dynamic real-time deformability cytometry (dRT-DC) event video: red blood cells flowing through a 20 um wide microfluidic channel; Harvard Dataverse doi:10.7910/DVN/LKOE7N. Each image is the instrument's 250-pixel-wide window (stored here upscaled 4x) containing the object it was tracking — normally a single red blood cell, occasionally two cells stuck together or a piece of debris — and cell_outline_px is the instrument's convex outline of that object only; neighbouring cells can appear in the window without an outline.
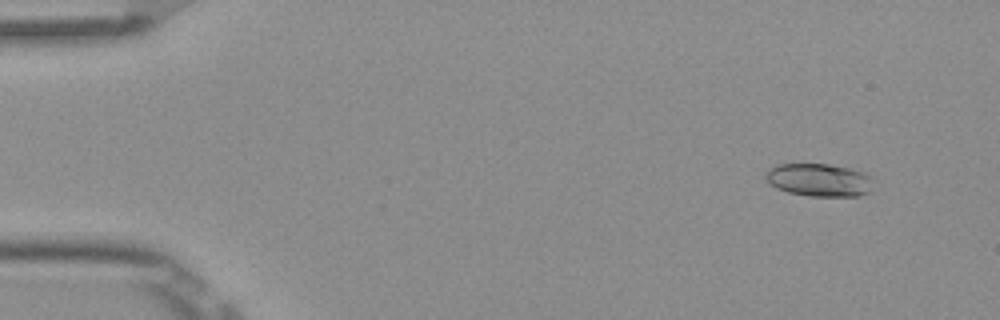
{"species": "Egyptian fruit bat (a non-hibernating species)", "species_latin": "Rousettus aegyptiacus", "temperature_condition": "room temperature", "stored_images_in_passage": 53, "camera_frame_rate_fps": 3000, "um_per_image_px": 0.085, "frame": {"image": 1, "passage_image": 5, "time_ms": 1.333, "image_size_px": [1000, 320], "cell_outline_px": [[876, 180], [868, 192], [860, 196], [808, 196], [788, 192], [776, 188], [764, 176], [776, 164], [828, 164], [848, 168], [864, 172]], "centroid_in_image_um": [69.68, 15.3], "position_along_channel_um": 15.3, "area_um2": 20.63}}
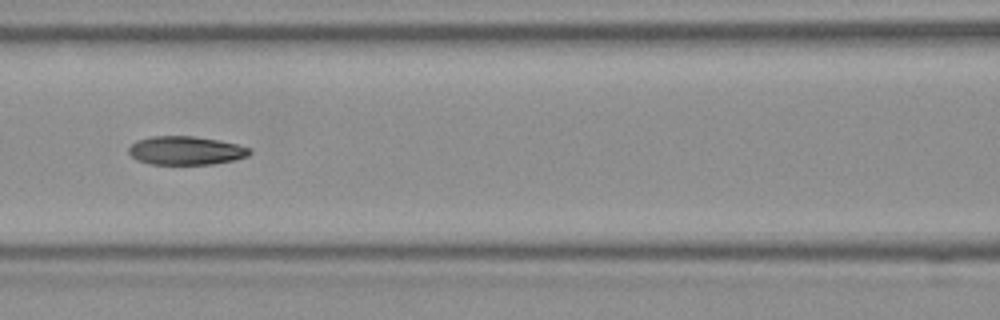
{"frame": {"image": 2, "passage_image": 24, "time_ms": 7.667, "image_size_px": [1000, 320], "cell_outline_px": [[252, 152], [248, 156], [236, 160], [212, 164], [148, 164], [136, 160], [128, 152], [128, 148], [136, 140], [148, 136], [192, 136], [216, 140], [236, 144], [252, 148]], "centroid_in_image_um": [15.78, 12.8], "position_along_channel_um": 150.8, "area_um2": 20.29}}
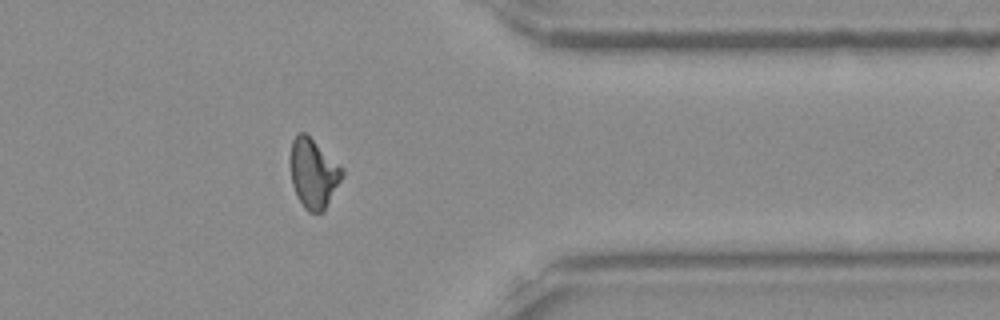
{"frame": {"image": 3, "passage_image": 43, "time_ms": 14.0, "image_size_px": [1000, 320], "cell_outline_px": [[344, 176], [324, 212], [308, 212], [304, 208], [296, 196], [292, 184], [288, 160], [288, 156], [292, 140], [300, 132], [304, 132], [344, 168]], "centroid_in_image_um": [26.62, 14.75], "position_along_channel_um": 384.8, "area_um2": 21.44}, "authors_computed_cell_mechanics": {"area_um2": 20.808, "velocity_mm_per_s": 3.9004, "shape_relaxation_time_tau1_ms": 6.563, "shape_relaxation_time_tau2_ms": 2.8772, "deformation_change_tau1": 0.1579, "deformation_change_tau2": 0.0915}}